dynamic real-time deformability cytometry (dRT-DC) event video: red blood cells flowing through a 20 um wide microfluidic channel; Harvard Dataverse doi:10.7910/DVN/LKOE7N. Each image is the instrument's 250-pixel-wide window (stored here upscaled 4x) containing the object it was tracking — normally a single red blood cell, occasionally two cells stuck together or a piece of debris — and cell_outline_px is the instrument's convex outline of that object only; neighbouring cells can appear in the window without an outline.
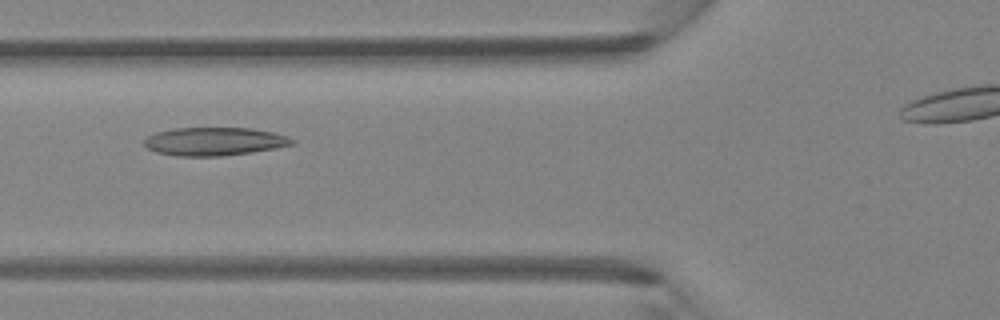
{"species": "Egyptian fruit bat (a non-hibernating species)", "species_latin": "Rousettus aegyptiacus", "temperature_condition": "room temperature", "stored_images_in_passage": 4, "camera_frame_rate_fps": 3000, "um_per_image_px": 0.085, "animal": {"sex": "female"}, "frame": {"image": 1, "passage_image": 2, "time_ms": 0.333, "image_size_px": [1000, 320], "cell_outline_px": [[296, 140], [292, 144], [252, 152], [220, 156], [176, 156], [156, 152], [148, 148], [144, 144], [144, 140], [148, 136], [156, 132], [176, 128], [252, 128], [272, 132], [288, 136]], "centroid_in_image_um": [18.2, 12.02], "position_along_channel_um": 107.6, "area_um2": 24.16}}
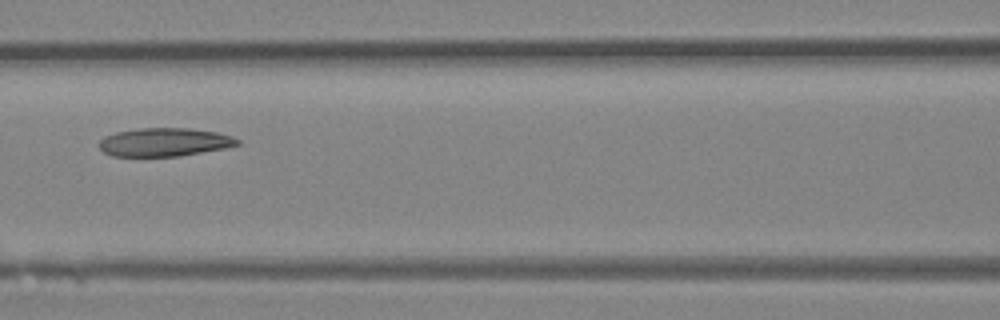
{"frame": {"image": 2, "passage_image": 3, "time_ms": 0.667, "image_size_px": [1000, 320], "cell_outline_px": [[240, 144], [224, 148], [180, 156], [112, 156], [104, 152], [100, 148], [100, 140], [104, 136], [116, 132], [140, 128], [192, 128], [216, 132], [232, 136], [240, 140]], "centroid_in_image_um": [13.98, 12.08], "position_along_channel_um": 152.6, "area_um2": 22.83}}
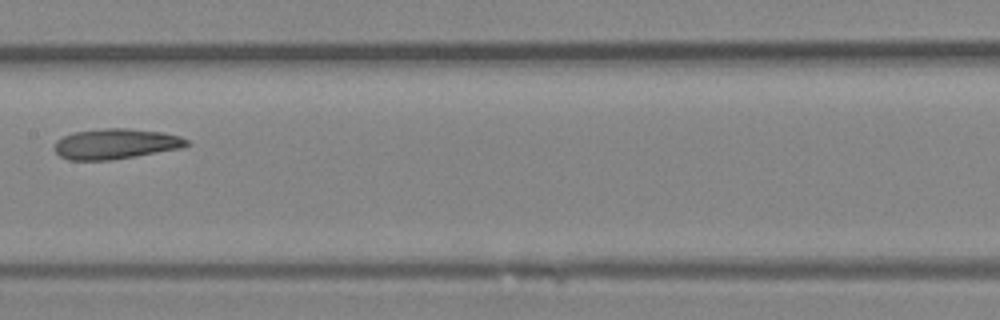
{"frame": {"image": 3, "passage_image": 4, "time_ms": 1.0, "image_size_px": [1000, 320], "cell_outline_px": [[192, 144], [180, 148], [136, 156], [112, 160], [68, 160], [60, 156], [52, 148], [56, 140], [72, 132], [104, 128], [128, 128], [164, 132], [180, 136], [188, 140]], "centroid_in_image_um": [9.82, 12.22], "position_along_channel_um": 197.6, "area_um2": 23.64}}